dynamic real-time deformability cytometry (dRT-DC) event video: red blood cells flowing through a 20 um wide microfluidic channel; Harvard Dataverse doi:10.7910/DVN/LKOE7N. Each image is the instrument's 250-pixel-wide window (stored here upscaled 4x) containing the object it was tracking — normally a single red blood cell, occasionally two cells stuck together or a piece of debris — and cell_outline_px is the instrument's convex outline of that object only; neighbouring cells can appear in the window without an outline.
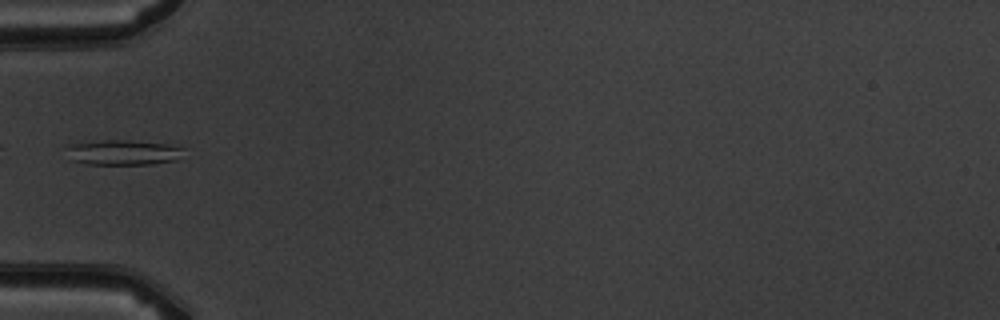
{"species": "common noctule bat (a hibernating species)", "species_latin": "Nyctalus noctula", "temperature_condition": "warm", "stored_images_in_passage": 1, "camera_frame_rate_fps": 3000, "um_per_image_px": 0.085, "animal": {"sex": "male", "body_mass_g": 19.5, "forearm_length_mm": 54.6}, "frame": {"image": 1, "passage_image": 1, "time_ms": 0.0, "image_size_px": [1000, 320], "cell_outline_px": [[184, 148], [176, 160], [152, 164], [84, 164], [72, 160], [64, 148], [68, 144], [104, 140], [128, 140], [168, 144]], "centroid_in_image_um": [10.4, 12.95], "position_along_channel_um": 74.6, "area_um2": 17.17}}